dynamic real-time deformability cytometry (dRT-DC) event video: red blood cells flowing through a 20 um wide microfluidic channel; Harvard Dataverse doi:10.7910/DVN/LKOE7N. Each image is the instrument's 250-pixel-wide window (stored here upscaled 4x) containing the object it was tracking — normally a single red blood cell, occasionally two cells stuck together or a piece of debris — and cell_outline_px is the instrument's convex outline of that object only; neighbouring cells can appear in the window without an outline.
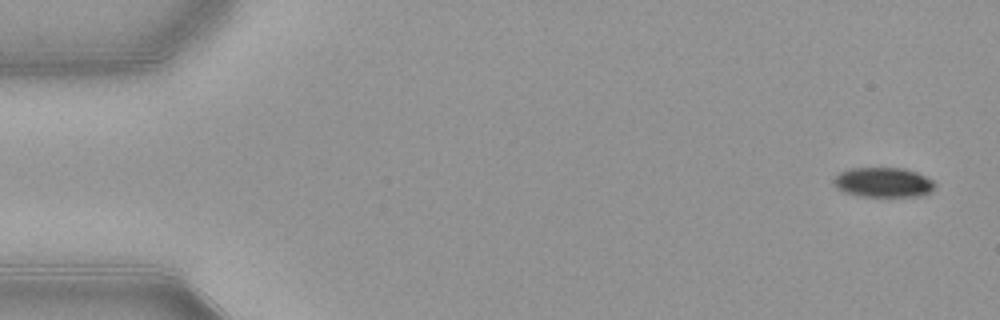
{"species": "common noctule bat (a hibernating species)", "species_latin": "Nyctalus noctula", "temperature_condition": "warm", "stored_images_in_passage": 52, "camera_frame_rate_fps": 3000, "um_per_image_px": 0.085, "animal": {"sex": "female", "body_mass_g": 21.9}, "frame": {"image": 1, "passage_image": 1, "time_ms": 0.0, "image_size_px": [1000, 320], "cell_outline_px": [[936, 184], [932, 192], [916, 196], [860, 196], [844, 192], [836, 188], [832, 184], [832, 180], [840, 172], [852, 168], [904, 168], [916, 172], [932, 180]], "centroid_in_image_um": [75.06, 15.5], "position_along_channel_um": 9.9, "area_um2": 17.57}}
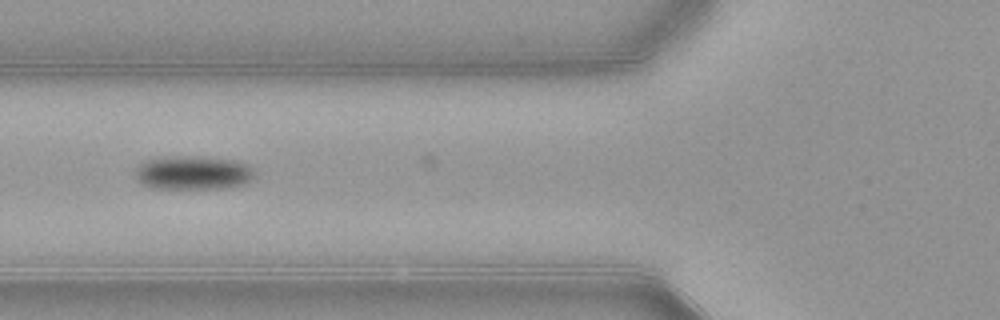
{"frame": {"image": 2, "passage_image": 19, "time_ms": 6.0, "image_size_px": [1000, 320], "cell_outline_px": [[256, 176], [244, 184], [224, 188], [152, 188], [140, 184], [136, 180], [136, 168], [144, 160], [164, 156], [200, 156], [236, 160], [248, 164], [252, 168]], "centroid_in_image_um": [16.4, 14.67], "position_along_channel_um": 109.4, "area_um2": 23.87}}
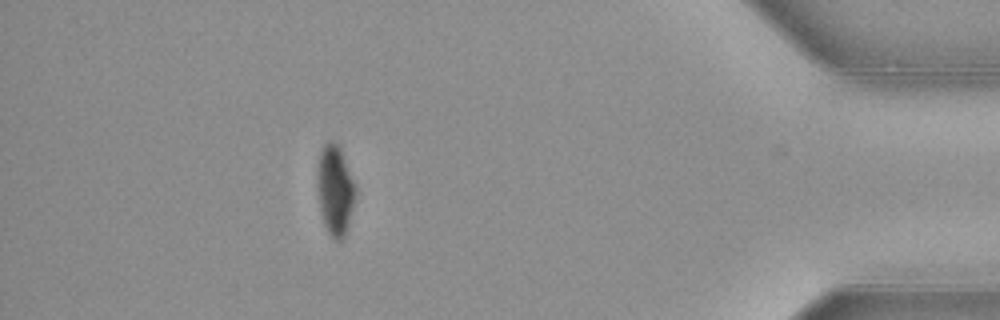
{"frame": {"image": 3, "passage_image": 46, "time_ms": 15.0, "image_size_px": [1000, 320], "cell_outline_px": [[356, 200], [348, 228], [344, 236], [340, 240], [332, 240], [324, 224], [320, 212], [316, 188], [316, 172], [320, 152], [324, 144], [332, 140], [340, 148], [356, 184]], "centroid_in_image_um": [28.48, 16.19], "position_along_channel_um": 406.7, "area_um2": 20.63}, "authors_computed_cell_mechanics": {"area_um2": 20.808, "velocity_mm_per_s": 3.8978, "shape_relaxation_time_tau1_ms": 2.8771, "shape_relaxation_time_tau2_ms": null, "deformation_change_tau1": 0.108, "deformation_change_tau2": null}}